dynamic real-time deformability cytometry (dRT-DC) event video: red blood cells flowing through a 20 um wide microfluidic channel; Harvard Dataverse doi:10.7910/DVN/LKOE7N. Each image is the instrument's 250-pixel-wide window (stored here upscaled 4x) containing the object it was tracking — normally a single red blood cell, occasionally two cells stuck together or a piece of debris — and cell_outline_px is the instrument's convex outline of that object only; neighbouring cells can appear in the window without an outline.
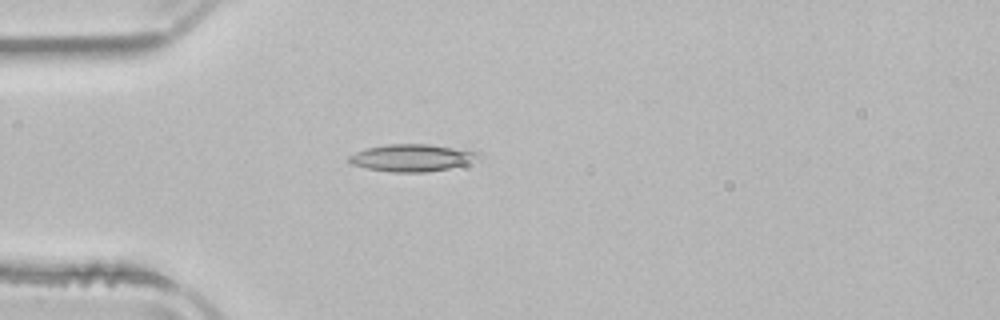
{"species": "common noctule bat (a hibernating species)", "species_latin": "Nyctalus noctula", "temperature_condition": "room temperature", "stored_images_in_passage": 44, "camera_frame_rate_fps": 3000, "um_per_image_px": 0.085, "animal": {"sex": "male", "body_mass_g": 21.5, "forearm_length_mm": 52.0}, "frame": {"image": 1, "passage_image": 7, "time_ms": 2.0, "image_size_px": [1000, 320], "cell_outline_px": [[484, 156], [452, 168], [424, 172], [392, 172], [368, 168], [352, 164], [348, 160], [348, 156], [356, 152], [368, 148], [388, 144], [428, 144], [480, 152]], "centroid_in_image_um": [35.03, 13.41], "position_along_channel_um": 50.0, "area_um2": 20.29}}
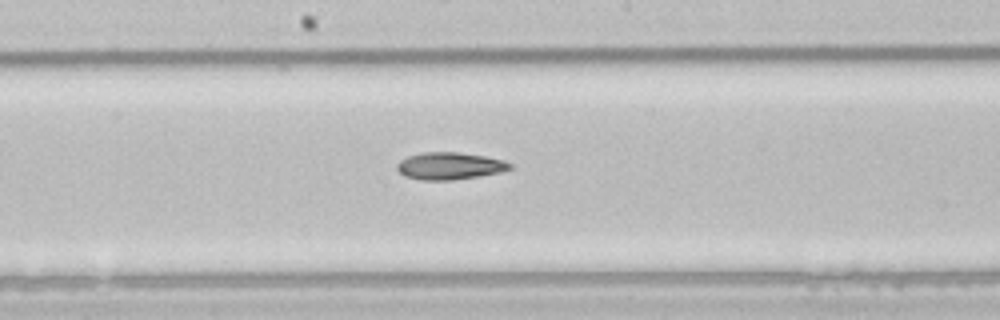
{"frame": {"image": 2, "passage_image": 20, "time_ms": 6.333, "image_size_px": [1000, 320], "cell_outline_px": [[512, 168], [500, 172], [480, 176], [452, 180], [420, 180], [404, 176], [396, 168], [396, 164], [400, 160], [408, 156], [420, 152], [456, 152], [484, 156], [504, 160], [512, 164]], "centroid_in_image_um": [38.2, 14.1], "position_along_channel_um": 210.0, "area_um2": 17.98}}
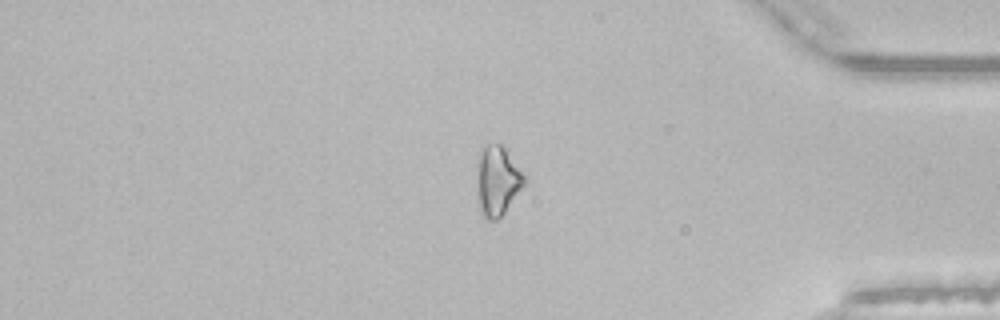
{"frame": {"image": 3, "passage_image": 36, "time_ms": 11.667, "image_size_px": [1000, 320], "cell_outline_px": [[528, 180], [504, 212], [496, 220], [488, 220], [480, 212], [476, 200], [476, 152], [488, 144], [500, 144], [504, 148]], "centroid_in_image_um": [42.21, 15.36], "position_along_channel_um": 393.0, "area_um2": 19.65}, "authors_computed_cell_mechanics": {"area_um2": 18.6116, "velocity_mm_per_s": 3.9493, "shape_relaxation_time_tau1_ms": 7.0609, "shape_relaxation_time_tau2_ms": null, "deformation_change_tau1": 0.1558, "deformation_change_tau2": null}}